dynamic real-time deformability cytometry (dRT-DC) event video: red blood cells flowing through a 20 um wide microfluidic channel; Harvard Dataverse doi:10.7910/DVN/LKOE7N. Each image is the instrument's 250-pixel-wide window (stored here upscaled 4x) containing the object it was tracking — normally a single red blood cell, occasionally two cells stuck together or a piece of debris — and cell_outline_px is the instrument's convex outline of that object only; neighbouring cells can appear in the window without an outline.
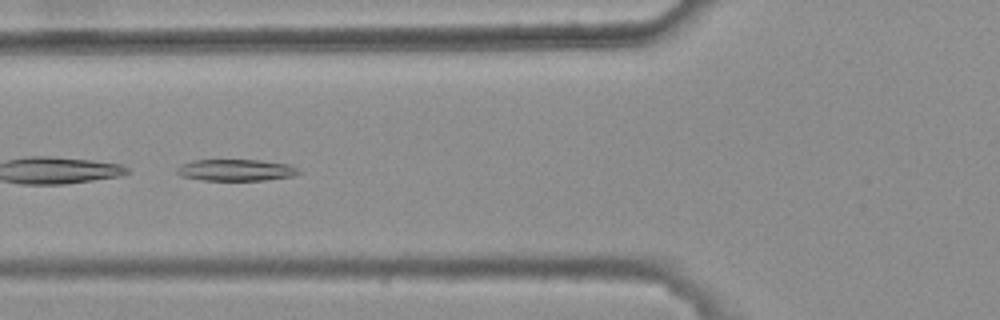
{"species": "common noctule bat (a hibernating species)", "species_latin": "Nyctalus noctula", "temperature_condition": "warm", "stored_images_in_passage": 4, "camera_frame_rate_fps": 3000, "um_per_image_px": 0.085, "animal": {"sex": "female", "body_mass_g": 25.1}, "frame": {"image": 1, "passage_image": 4, "time_ms": 1.0, "image_size_px": [1000, 320], "cell_outline_px": [[300, 172], [292, 176], [264, 180], [204, 180], [180, 176], [176, 172], [176, 168], [180, 164], [192, 160], [260, 160], [288, 164], [296, 168]], "centroid_in_image_um": [19.99, 14.45], "position_along_channel_um": 105.8, "area_um2": 15.26}}